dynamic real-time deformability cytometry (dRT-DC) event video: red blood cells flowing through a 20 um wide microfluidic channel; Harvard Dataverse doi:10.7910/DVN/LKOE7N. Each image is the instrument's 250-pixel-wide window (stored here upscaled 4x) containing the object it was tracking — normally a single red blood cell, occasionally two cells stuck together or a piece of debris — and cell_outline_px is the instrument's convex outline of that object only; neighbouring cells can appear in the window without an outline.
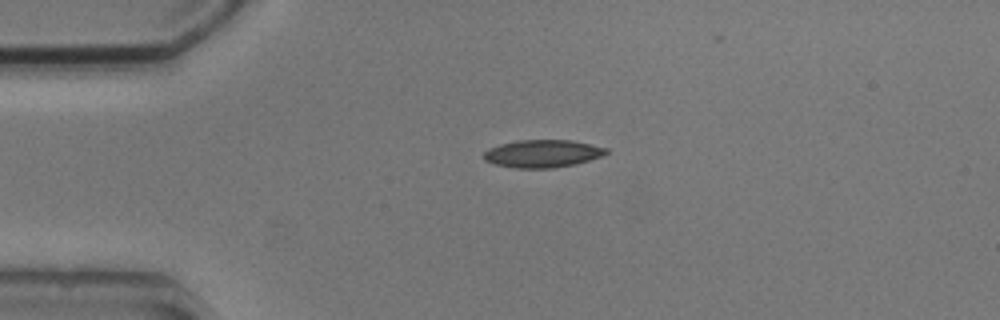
{"species": "common noctule bat (a hibernating species)", "species_latin": "Nyctalus noctula", "temperature_condition": "cold", "stored_images_in_passage": 3, "camera_frame_rate_fps": 3000, "um_per_image_px": 0.085, "animal": {"sex": "male", "body_mass_g": 20.5, "forearm_length_mm": 52.5}, "frame": {"image": 1, "passage_image": 3, "time_ms": 3.333, "image_size_px": [1000, 320], "cell_outline_px": [[608, 152], [600, 156], [576, 164], [552, 168], [512, 168], [496, 164], [484, 160], [484, 152], [488, 148], [500, 144], [516, 140], [572, 140], [608, 148]], "centroid_in_image_um": [46.09, 13.05], "position_along_channel_um": 38.9, "area_um2": 19.71}}